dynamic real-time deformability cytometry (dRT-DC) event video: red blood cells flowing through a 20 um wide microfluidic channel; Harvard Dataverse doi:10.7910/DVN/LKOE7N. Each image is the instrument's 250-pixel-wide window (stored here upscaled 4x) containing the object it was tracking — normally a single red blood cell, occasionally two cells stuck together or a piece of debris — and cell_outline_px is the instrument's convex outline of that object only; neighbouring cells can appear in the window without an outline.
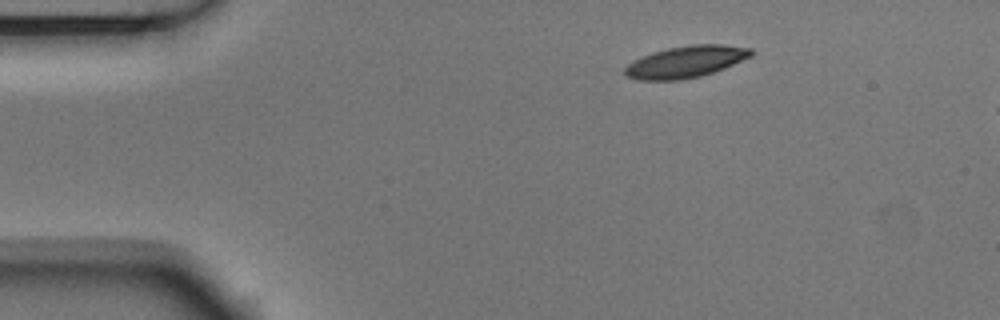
{"species": "Egyptian fruit bat (a non-hibernating species)", "species_latin": "Rousettus aegyptiacus", "temperature_condition": "room temperature", "stored_images_in_passage": 2, "camera_frame_rate_fps": 3000, "um_per_image_px": 0.085, "animal": {"sex": "male"}, "frame": {"image": 1, "passage_image": 2, "time_ms": 0.333, "image_size_px": [1000, 320], "cell_outline_px": [[752, 56], [724, 68], [700, 76], [680, 80], [636, 80], [628, 76], [624, 72], [624, 68], [632, 60], [652, 52], [668, 48], [692, 44], [720, 44], [752, 48]], "centroid_in_image_um": [58.27, 5.25], "position_along_channel_um": 26.7, "area_um2": 23.29}}